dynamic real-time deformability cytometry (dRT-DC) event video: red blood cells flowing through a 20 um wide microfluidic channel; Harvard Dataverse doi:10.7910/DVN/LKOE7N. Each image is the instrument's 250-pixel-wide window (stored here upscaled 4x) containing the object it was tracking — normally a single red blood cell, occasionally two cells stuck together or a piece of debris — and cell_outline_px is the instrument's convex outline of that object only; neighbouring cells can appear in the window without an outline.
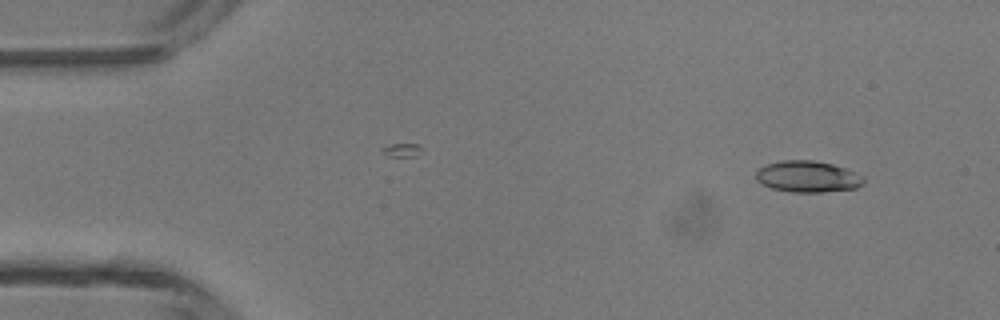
{"species": "common noctule bat (a hibernating species)", "species_latin": "Nyctalus noctula", "temperature_condition": "room temperature", "stored_images_in_passage": 5, "camera_frame_rate_fps": 3000, "um_per_image_px": 0.085, "animal": {"sex": "male", "body_mass_g": 13.3}, "frame": {"image": 1, "passage_image": 1, "time_ms": 0.0, "image_size_px": [1000, 320], "cell_outline_px": [[864, 184], [856, 188], [824, 192], [792, 192], [772, 188], [756, 180], [756, 172], [760, 168], [768, 164], [780, 160], [812, 160], [832, 164], [856, 172], [864, 176]], "centroid_in_image_um": [68.68, 15.01], "position_along_channel_um": 16.3, "area_um2": 19.65}}
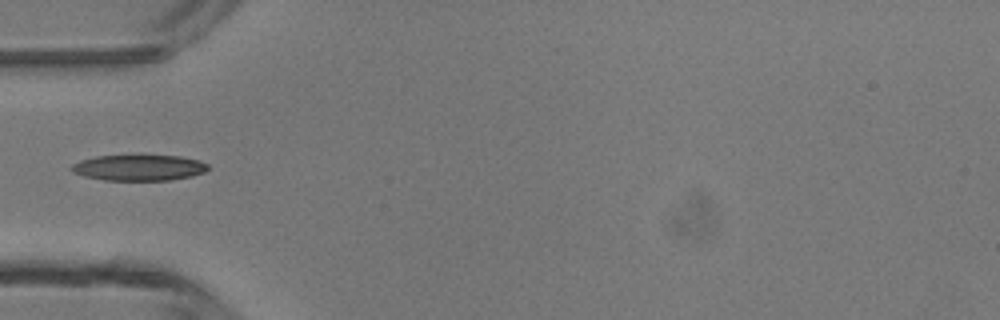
{"frame": {"image": 2, "passage_image": 4, "time_ms": 3.667, "image_size_px": [1000, 320], "cell_outline_px": [[208, 168], [204, 172], [192, 176], [168, 180], [104, 180], [84, 176], [72, 172], [68, 168], [72, 164], [80, 160], [96, 156], [140, 152], [180, 156], [200, 160], [208, 164]], "centroid_in_image_um": [11.78, 14.19], "position_along_channel_um": 73.2, "area_um2": 21.73}}
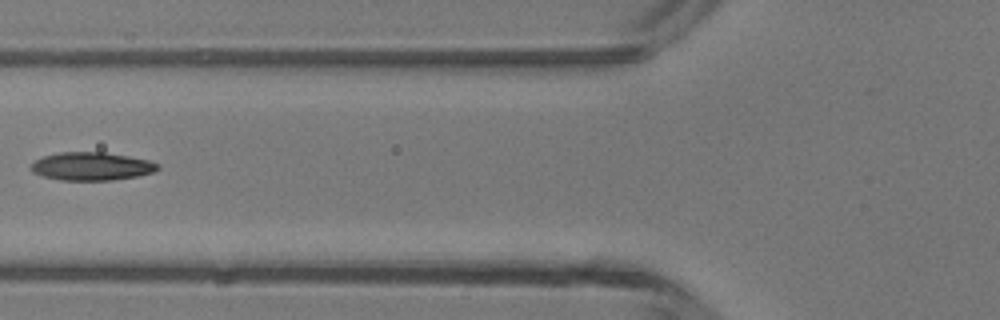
{"frame": {"image": 3, "passage_image": 5, "time_ms": 4.667, "image_size_px": [1000, 320], "cell_outline_px": [[160, 168], [152, 172], [136, 176], [112, 180], [60, 180], [44, 176], [32, 172], [32, 164], [36, 160], [44, 156], [60, 152], [104, 152], [128, 156], [148, 160], [160, 164]], "centroid_in_image_um": [7.8, 14.13], "position_along_channel_um": 118.0, "area_um2": 20.58}}